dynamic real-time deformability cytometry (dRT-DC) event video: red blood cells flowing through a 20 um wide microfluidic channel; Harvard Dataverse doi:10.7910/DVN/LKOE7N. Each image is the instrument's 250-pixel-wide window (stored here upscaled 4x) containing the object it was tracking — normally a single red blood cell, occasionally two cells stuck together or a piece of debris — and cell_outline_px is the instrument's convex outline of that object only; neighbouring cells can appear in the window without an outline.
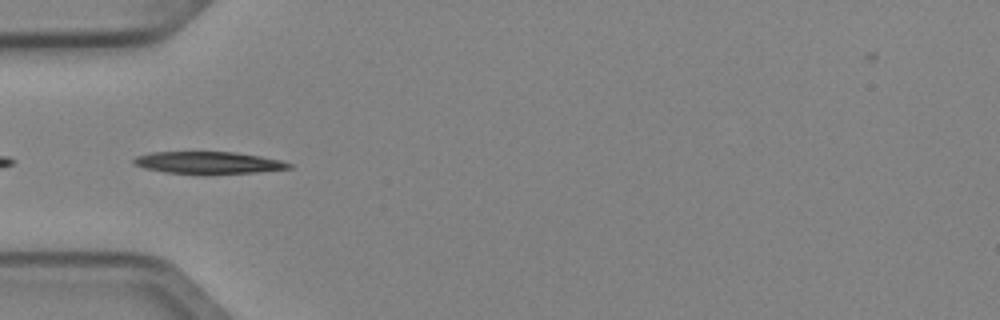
{"species": "Egyptian fruit bat (a non-hibernating species)", "species_latin": "Rousettus aegyptiacus", "temperature_condition": "cold", "stored_images_in_passage": 4, "camera_frame_rate_fps": 3000, "um_per_image_px": 0.085, "animal": {"sex": "female"}, "frame": {"image": 1, "passage_image": 4, "time_ms": 1.0, "image_size_px": [1000, 320], "cell_outline_px": [[292, 168], [256, 172], [164, 172], [144, 168], [132, 164], [132, 160], [136, 156], [148, 152], [236, 152], [260, 156], [280, 160], [292, 164]], "centroid_in_image_um": [17.66, 13.79], "position_along_channel_um": 67.3, "area_um2": 19.36}}